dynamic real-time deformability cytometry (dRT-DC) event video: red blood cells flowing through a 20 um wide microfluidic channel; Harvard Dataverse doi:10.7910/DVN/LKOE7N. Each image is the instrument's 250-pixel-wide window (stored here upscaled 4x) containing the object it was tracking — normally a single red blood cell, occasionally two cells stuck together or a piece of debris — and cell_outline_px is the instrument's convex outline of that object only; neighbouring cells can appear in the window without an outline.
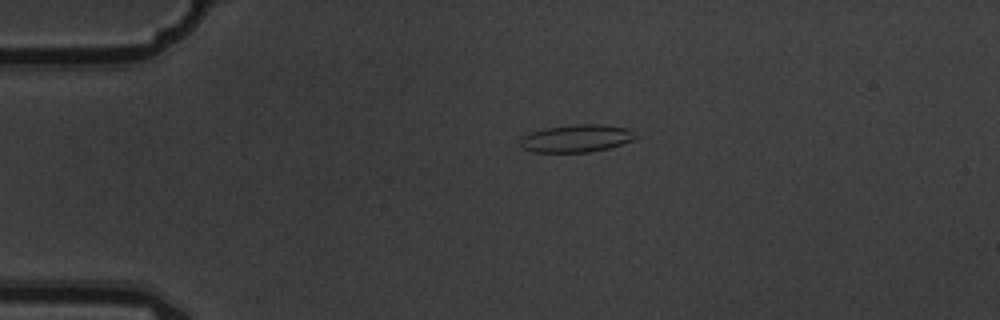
{"species": "common noctule bat (a hibernating species)", "species_latin": "Nyctalus noctula", "temperature_condition": "warm", "stored_images_in_passage": 4, "camera_frame_rate_fps": 3000, "um_per_image_px": 0.085, "animal": {"sex": "male", "body_mass_g": 19.5, "forearm_length_mm": 54.6}, "frame": {"image": 1, "passage_image": 4, "time_ms": 1.0, "image_size_px": [1000, 320], "cell_outline_px": [[636, 136], [632, 140], [608, 148], [588, 152], [532, 152], [520, 148], [520, 140], [524, 136], [532, 132], [544, 128], [572, 124], [604, 124], [628, 128]], "centroid_in_image_um": [48.96, 11.76], "position_along_channel_um": 36.0, "area_um2": 18.5}}